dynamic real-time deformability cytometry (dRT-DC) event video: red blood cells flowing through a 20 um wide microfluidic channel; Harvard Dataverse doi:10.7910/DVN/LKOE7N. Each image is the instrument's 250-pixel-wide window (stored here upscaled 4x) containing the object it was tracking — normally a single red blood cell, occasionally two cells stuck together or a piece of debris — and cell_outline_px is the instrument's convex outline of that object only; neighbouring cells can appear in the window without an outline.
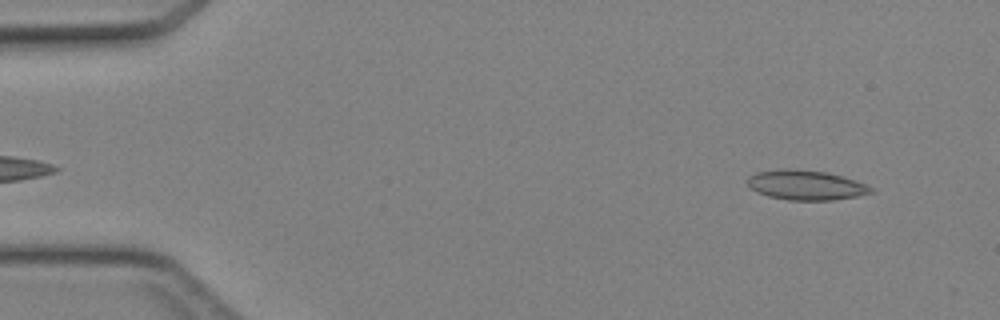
{"species": "Egyptian fruit bat (a non-hibernating species)", "species_latin": "Rousettus aegyptiacus", "temperature_condition": "cold", "stored_images_in_passage": 13, "camera_frame_rate_fps": 3000, "um_per_image_px": 0.085, "animal": {"sex": "female"}, "frame": {"image": 1, "passage_image": 3, "time_ms": 0.667, "image_size_px": [1000, 320], "cell_outline_px": [[876, 192], [856, 196], [832, 200], [788, 200], [768, 196], [756, 192], [748, 184], [748, 176], [756, 172], [824, 172], [840, 176], [864, 184], [872, 188]], "centroid_in_image_um": [68.53, 15.8], "position_along_channel_um": 16.5, "area_um2": 20.11}}
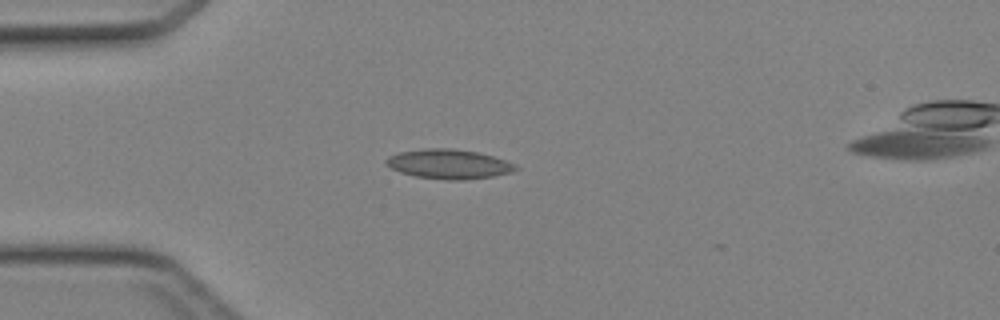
{"frame": {"image": 2, "passage_image": 11, "time_ms": 3.333, "image_size_px": [1000, 320], "cell_outline_px": [[520, 168], [512, 172], [492, 176], [464, 180], [448, 180], [416, 176], [400, 172], [384, 164], [384, 160], [388, 156], [400, 152], [424, 148], [452, 148], [476, 152], [492, 156], [516, 164]], "centroid_in_image_um": [38.13, 13.94], "position_along_channel_um": 46.9, "area_um2": 22.25}}